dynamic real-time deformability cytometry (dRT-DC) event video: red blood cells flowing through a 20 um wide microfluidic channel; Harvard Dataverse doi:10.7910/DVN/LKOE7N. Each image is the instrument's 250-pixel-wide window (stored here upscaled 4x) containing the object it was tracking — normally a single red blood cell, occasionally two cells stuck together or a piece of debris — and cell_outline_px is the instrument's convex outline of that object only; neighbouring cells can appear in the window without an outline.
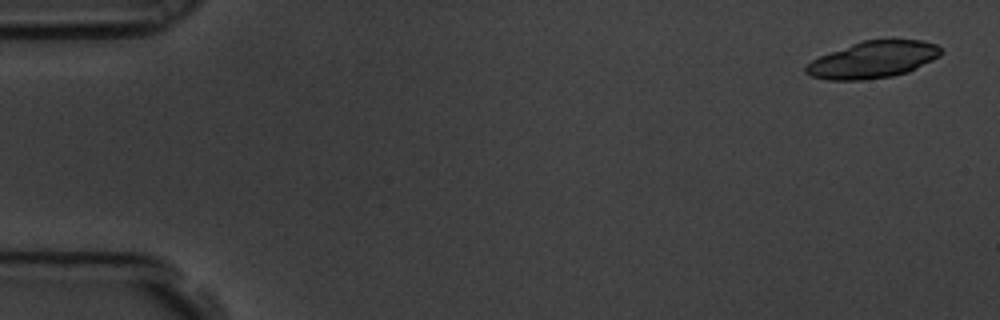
{"species": "common noctule bat (a hibernating species)", "species_latin": "Nyctalus noctula", "temperature_condition": "room temperature", "stored_images_in_passage": 6, "camera_frame_rate_fps": 3000, "um_per_image_px": 0.085, "animal": {"sex": "male", "body_mass_g": 19.5, "forearm_length_mm": 54.6}, "frame": {"image": 1, "passage_image": 1, "time_ms": 0.0, "image_size_px": [1000, 320], "cell_outline_px": [[940, 56], [908, 72], [892, 76], [860, 80], [828, 80], [812, 76], [804, 72], [804, 68], [812, 60], [820, 56], [852, 44], [864, 40], [924, 40], [936, 44], [940, 48]], "centroid_in_image_um": [74.2, 5.08], "position_along_channel_um": 10.8, "area_um2": 28.61}}